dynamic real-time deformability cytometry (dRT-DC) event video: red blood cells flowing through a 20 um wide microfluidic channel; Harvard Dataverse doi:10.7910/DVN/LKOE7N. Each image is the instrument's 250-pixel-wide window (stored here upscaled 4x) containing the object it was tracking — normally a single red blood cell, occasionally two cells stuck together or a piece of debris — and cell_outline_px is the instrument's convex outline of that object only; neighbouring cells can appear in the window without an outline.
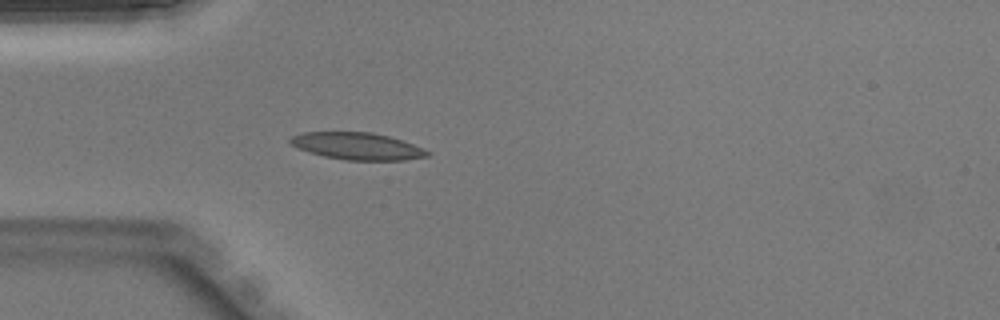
{"species": "Egyptian fruit bat (a non-hibernating species)", "species_latin": "Rousettus aegyptiacus", "temperature_condition": "warm", "stored_images_in_passage": 43, "camera_frame_rate_fps": 3000, "um_per_image_px": 0.085, "animal": {"sex": "male"}, "frame": {"image": 1, "passage_image": 12, "time_ms": 3.667, "image_size_px": [1000, 320], "cell_outline_px": [[432, 152], [428, 156], [404, 160], [348, 160], [324, 156], [308, 152], [288, 144], [288, 140], [292, 136], [304, 132], [372, 132], [404, 140]], "centroid_in_image_um": [30.36, 12.42], "position_along_channel_um": 54.6, "area_um2": 21.73}}
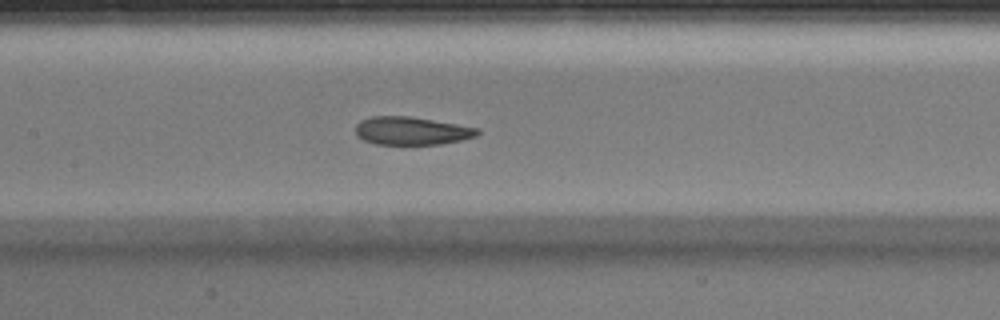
{"frame": {"image": 2, "passage_image": 20, "time_ms": 6.333, "image_size_px": [1000, 320], "cell_outline_px": [[480, 132], [476, 136], [460, 140], [440, 144], [376, 144], [364, 140], [356, 136], [356, 124], [360, 120], [372, 116], [408, 116], [480, 128]], "centroid_in_image_um": [34.96, 11.12], "position_along_channel_um": 172.4, "area_um2": 19.83}}
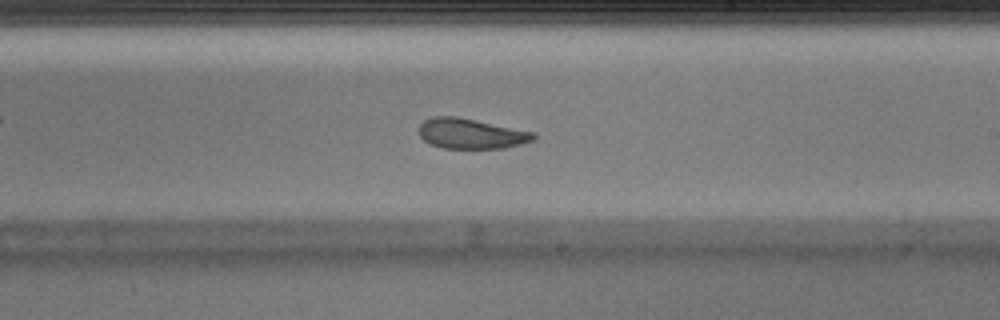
{"frame": {"image": 3, "passage_image": 25, "time_ms": 8.0, "image_size_px": [1000, 320], "cell_outline_px": [[536, 140], [504, 148], [444, 148], [432, 144], [424, 140], [420, 136], [420, 124], [424, 120], [432, 116], [456, 116], [536, 132]], "centroid_in_image_um": [40.07, 11.35], "position_along_channel_um": 248.9, "area_um2": 20.17}}